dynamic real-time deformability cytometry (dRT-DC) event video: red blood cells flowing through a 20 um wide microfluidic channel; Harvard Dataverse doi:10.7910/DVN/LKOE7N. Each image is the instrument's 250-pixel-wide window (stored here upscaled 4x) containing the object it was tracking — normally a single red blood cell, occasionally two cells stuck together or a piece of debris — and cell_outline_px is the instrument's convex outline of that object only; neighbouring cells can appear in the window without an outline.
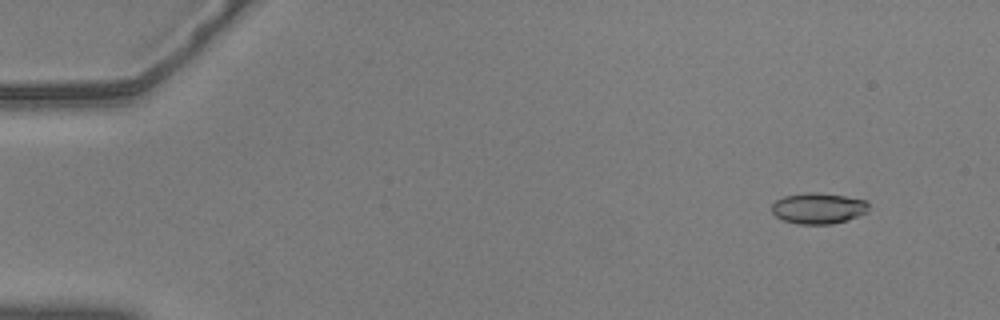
{"species": "common noctule bat (a hibernating species)", "species_latin": "Nyctalus noctula", "temperature_condition": "warm", "stored_images_in_passage": 57, "camera_frame_rate_fps": 3000, "um_per_image_px": 0.085, "animal": {"sex": "male", "body_mass_g": 20.5, "forearm_length_mm": 52.5}, "frame": {"image": 1, "passage_image": 6, "time_ms": 1.667, "image_size_px": [1000, 320], "cell_outline_px": [[868, 208], [864, 212], [848, 220], [832, 224], [796, 224], [784, 220], [776, 216], [772, 212], [772, 204], [776, 200], [784, 196], [804, 192], [816, 192], [844, 196], [868, 200]], "centroid_in_image_um": [69.53, 17.7], "position_along_channel_um": 15.5, "area_um2": 17.46}}
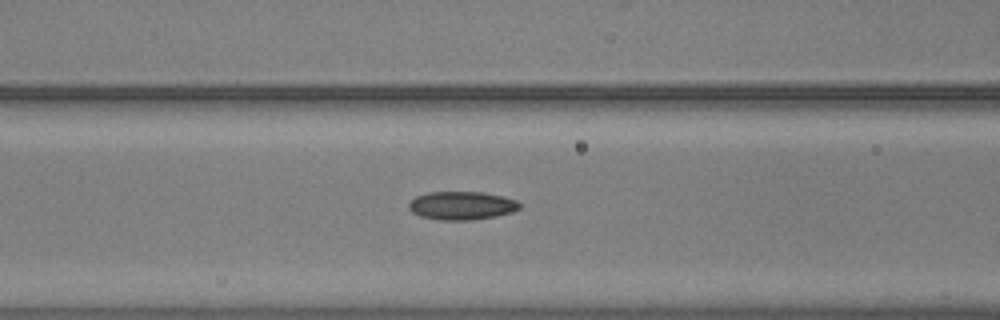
{"frame": {"image": 2, "passage_image": 25, "time_ms": 8.0, "image_size_px": [1000, 320], "cell_outline_px": [[520, 208], [512, 212], [496, 216], [472, 220], [440, 220], [420, 216], [412, 212], [408, 208], [408, 204], [416, 196], [428, 192], [484, 192], [504, 196], [516, 200], [520, 204]], "centroid_in_image_um": [39.25, 17.47], "position_along_channel_um": 127.4, "area_um2": 18.38}}
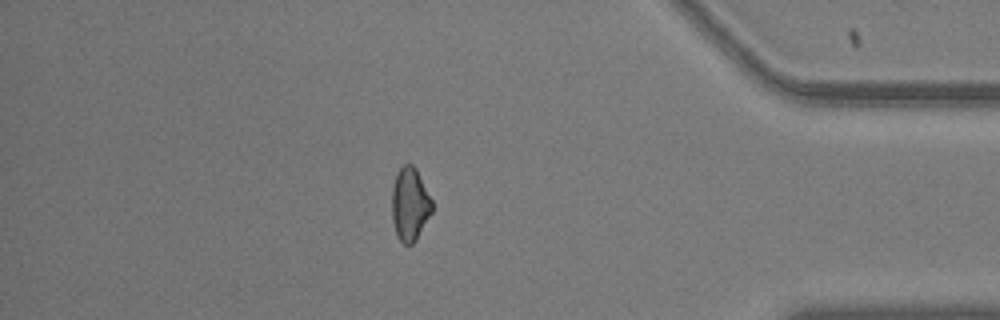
{"frame": {"image": 3, "passage_image": 50, "time_ms": 16.333, "image_size_px": [1000, 320], "cell_outline_px": [[432, 212], [416, 240], [412, 244], [404, 244], [400, 240], [396, 232], [392, 220], [392, 188], [396, 176], [400, 168], [404, 164], [412, 164], [416, 168], [432, 200]], "centroid_in_image_um": [34.84, 17.36], "position_along_channel_um": 400.4, "area_um2": 16.99}, "authors_computed_cell_mechanics": {"area_um2": 17.8024, "velocity_mm_per_s": 3.6553, "shape_relaxation_time_tau1_ms": 4.9232, "shape_relaxation_time_tau2_ms": 5.1288, "deformation_change_tau1": 0.119, "deformation_change_tau2": 0.1177}}